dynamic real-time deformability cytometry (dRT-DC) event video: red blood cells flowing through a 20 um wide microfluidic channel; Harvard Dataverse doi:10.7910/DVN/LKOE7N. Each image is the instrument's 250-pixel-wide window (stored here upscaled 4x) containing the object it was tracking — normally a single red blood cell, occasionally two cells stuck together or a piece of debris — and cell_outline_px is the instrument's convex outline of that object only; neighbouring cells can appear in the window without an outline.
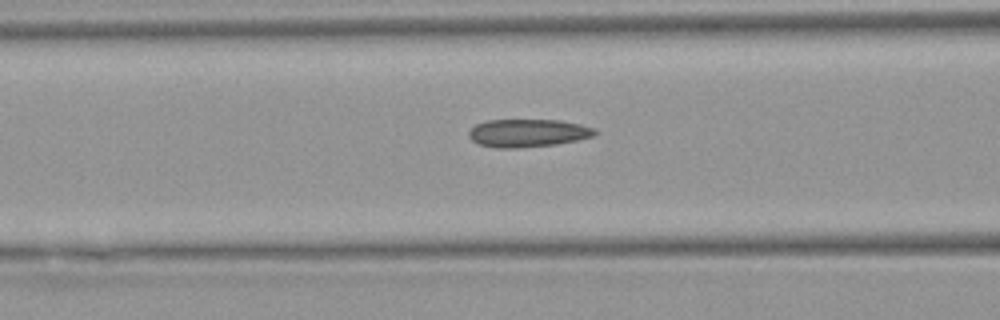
{"species": "Egyptian fruit bat (a non-hibernating species)", "species_latin": "Rousettus aegyptiacus", "temperature_condition": "warm", "stored_images_in_passage": 36, "camera_frame_rate_fps": 3000, "um_per_image_px": 0.085, "animal": {"sex": "female"}, "frame": {"image": 1, "passage_image": 15, "time_ms": 4.667, "image_size_px": [1000, 320], "cell_outline_px": [[600, 132], [592, 136], [576, 140], [556, 144], [520, 148], [496, 148], [480, 144], [472, 140], [468, 136], [468, 132], [476, 124], [488, 120], [560, 120], [580, 124], [596, 128]], "centroid_in_image_um": [44.89, 11.3], "position_along_channel_um": 121.7, "area_um2": 20.58}}
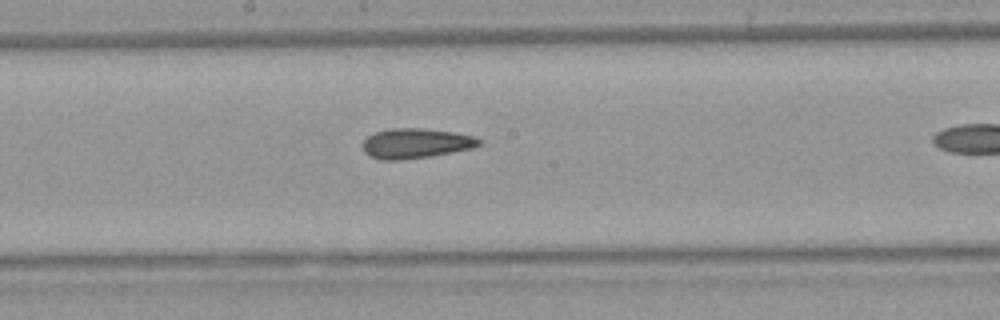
{"frame": {"image": 2, "passage_image": 22, "time_ms": 7.0, "image_size_px": [1000, 320], "cell_outline_px": [[484, 140], [480, 144], [472, 148], [428, 156], [400, 160], [380, 160], [368, 156], [364, 152], [364, 140], [368, 136], [376, 132], [392, 128], [420, 128], [456, 132], [472, 136]], "centroid_in_image_um": [35.33, 12.18], "position_along_channel_um": 212.9, "area_um2": 20.17}}
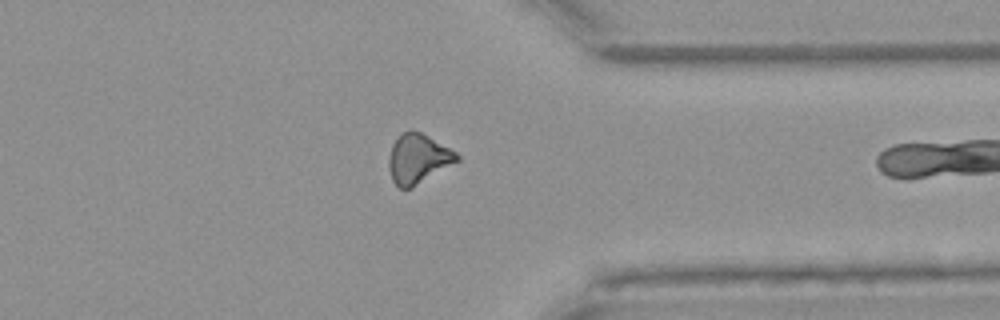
{"frame": {"image": 3, "passage_image": 35, "time_ms": 11.333, "image_size_px": [1000, 320], "cell_outline_px": [[460, 160], [412, 188], [400, 188], [392, 180], [388, 168], [388, 160], [392, 144], [400, 132], [420, 132], [428, 136], [456, 152], [460, 156]], "centroid_in_image_um": [35.52, 13.51], "position_along_channel_um": 375.9, "area_um2": 19.54}}